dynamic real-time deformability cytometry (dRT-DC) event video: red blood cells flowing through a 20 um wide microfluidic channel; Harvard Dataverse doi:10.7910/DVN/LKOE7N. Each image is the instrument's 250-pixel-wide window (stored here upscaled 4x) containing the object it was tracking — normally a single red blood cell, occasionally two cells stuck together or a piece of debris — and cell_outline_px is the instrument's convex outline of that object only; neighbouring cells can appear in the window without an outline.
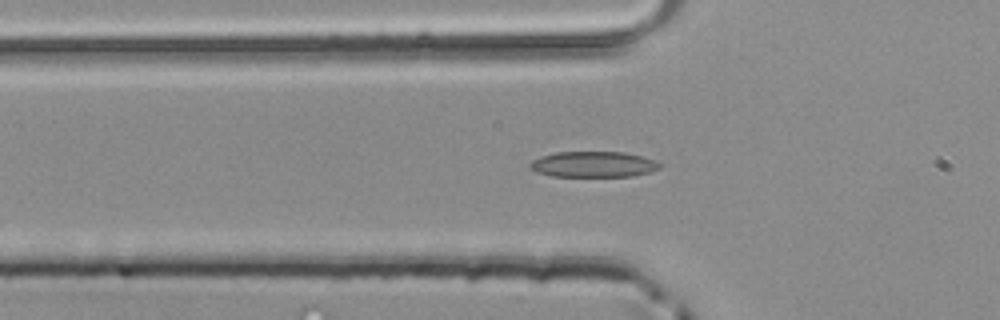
{"species": "common noctule bat (a hibernating species)", "species_latin": "Nyctalus noctula", "temperature_condition": "room temperature", "stored_images_in_passage": 49, "camera_frame_rate_fps": 3000, "um_per_image_px": 0.085, "animal": {"sex": "male", "body_mass_g": 20.4}, "frame": {"image": 1, "passage_image": 16, "time_ms": 5.0, "image_size_px": [1000, 320], "cell_outline_px": [[664, 164], [660, 168], [648, 172], [632, 176], [552, 176], [536, 172], [528, 168], [528, 164], [532, 160], [540, 156], [556, 152], [624, 152], [644, 156], [656, 160]], "centroid_in_image_um": [50.44, 13.96], "position_along_channel_um": 75.4, "area_um2": 19.71}}
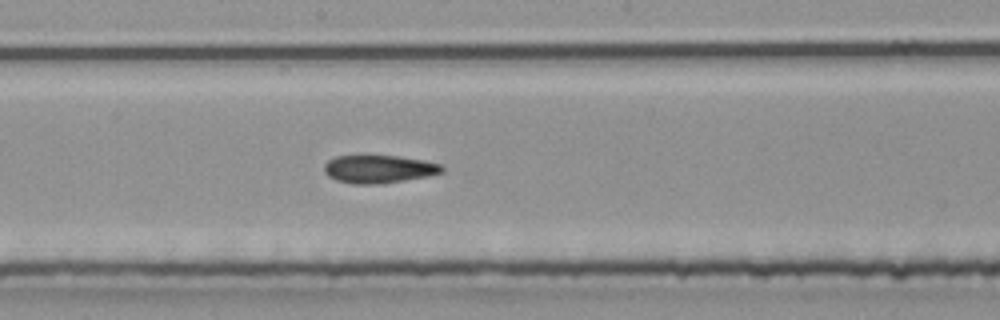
{"frame": {"image": 2, "passage_image": 26, "time_ms": 8.333, "image_size_px": [1000, 320], "cell_outline_px": [[444, 172], [428, 176], [376, 184], [352, 184], [336, 180], [328, 176], [324, 172], [324, 164], [328, 160], [336, 156], [396, 156], [424, 160], [440, 164], [444, 168]], "centroid_in_image_um": [32.18, 14.37], "position_along_channel_um": 216.0, "area_um2": 19.07}}
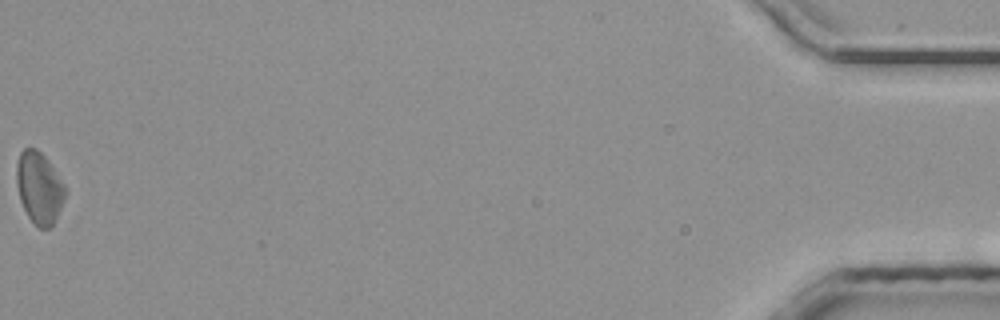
{"frame": {"image": 3, "passage_image": 49, "time_ms": 16.0, "image_size_px": [1000, 320], "cell_outline_px": [[64, 196], [60, 208], [52, 224], [48, 228], [40, 228], [28, 216], [20, 200], [16, 180], [16, 164], [20, 152], [24, 148], [36, 148], [48, 160], [64, 184]], "centroid_in_image_um": [3.3, 15.92], "position_along_channel_um": 431.9, "area_um2": 19.83}}